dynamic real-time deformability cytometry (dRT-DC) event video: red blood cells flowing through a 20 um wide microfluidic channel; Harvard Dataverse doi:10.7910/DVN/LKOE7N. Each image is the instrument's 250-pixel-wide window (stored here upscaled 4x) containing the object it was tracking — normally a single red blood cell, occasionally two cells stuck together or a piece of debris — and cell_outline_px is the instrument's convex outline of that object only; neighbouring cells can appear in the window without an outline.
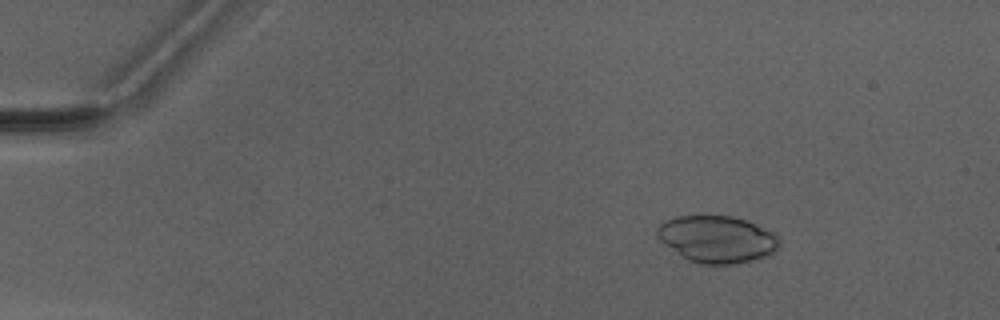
{"species": "Egyptian fruit bat (a non-hibernating species)", "species_latin": "Rousettus aegyptiacus", "temperature_condition": "warm", "stored_images_in_passage": 5, "camera_frame_rate_fps": 3000, "um_per_image_px": 0.085, "animal": {"sex": "male"}, "frame": {"image": 1, "passage_image": 2, "time_ms": 2.0, "image_size_px": [1000, 320], "cell_outline_px": [[780, 248], [776, 252], [768, 256], [752, 260], [728, 264], [700, 264], [688, 260], [664, 244], [656, 236], [656, 228], [664, 220], [676, 216], [732, 216], [744, 220], [772, 232], [780, 236]], "centroid_in_image_um": [60.95, 20.33], "position_along_channel_um": 24.0, "area_um2": 33.47}}